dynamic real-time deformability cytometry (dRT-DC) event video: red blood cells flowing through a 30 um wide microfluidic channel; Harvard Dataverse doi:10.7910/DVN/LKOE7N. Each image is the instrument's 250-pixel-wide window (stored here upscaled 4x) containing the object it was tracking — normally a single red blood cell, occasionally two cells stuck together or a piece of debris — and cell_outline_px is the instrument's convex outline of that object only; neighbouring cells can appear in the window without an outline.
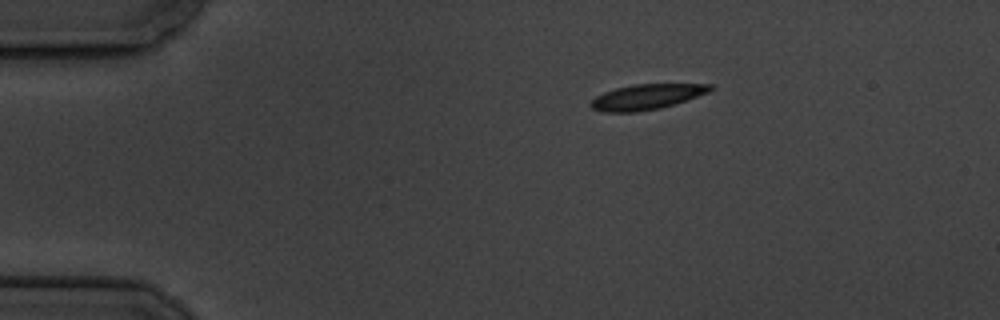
{"species": "common noctule bat (a hibernating species)", "species_latin": "Nyctalus noctula", "temperature_condition": "cold", "stored_images_in_passage": 3, "camera_frame_rate_fps": 3000, "um_per_image_px": 0.085, "animal": {"sex": "male", "body_mass_g": 19.5, "forearm_length_mm": 54.6}, "frame": {"image": 1, "passage_image": 1, "time_ms": 0.0, "image_size_px": [1000, 320], "cell_outline_px": [[716, 88], [708, 92], [660, 108], [636, 112], [604, 112], [592, 108], [588, 104], [596, 96], [604, 92], [616, 88], [636, 84], [712, 84]], "centroid_in_image_um": [54.94, 8.23], "position_along_channel_um": 30.1, "area_um2": 17.4}}